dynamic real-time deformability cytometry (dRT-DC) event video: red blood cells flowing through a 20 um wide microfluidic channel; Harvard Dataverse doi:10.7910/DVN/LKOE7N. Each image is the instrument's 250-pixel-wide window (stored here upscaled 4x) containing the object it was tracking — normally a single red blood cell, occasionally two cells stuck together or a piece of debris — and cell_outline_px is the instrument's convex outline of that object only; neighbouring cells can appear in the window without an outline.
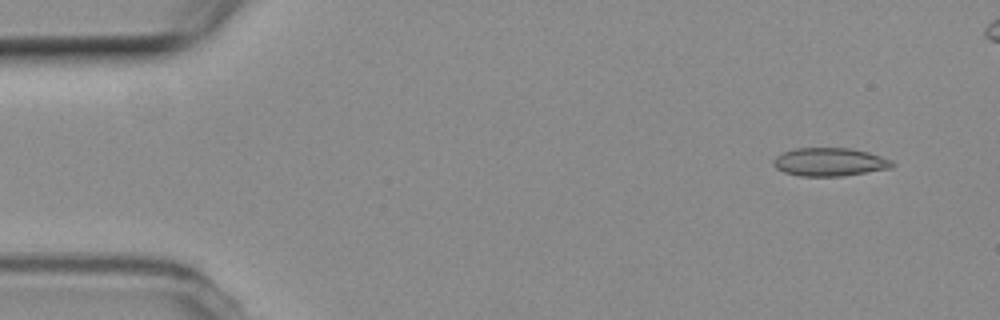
{"species": "common noctule bat (a hibernating species)", "species_latin": "Nyctalus noctula", "temperature_condition": "room temperature", "stored_images_in_passage": 47, "camera_frame_rate_fps": 3000, "um_per_image_px": 0.085, "animal": {"sex": "female", "body_mass_g": 19.3, "forearm_length_mm": 54.1}, "frame": {"image": 1, "passage_image": 1, "time_ms": 0.0, "image_size_px": [1000, 320], "cell_outline_px": [[896, 164], [892, 168], [844, 176], [800, 176], [784, 172], [776, 168], [772, 164], [772, 160], [780, 152], [796, 148], [852, 148], [868, 152], [892, 160]], "centroid_in_image_um": [70.51, 13.77], "position_along_channel_um": 14.5, "area_um2": 19.83}}
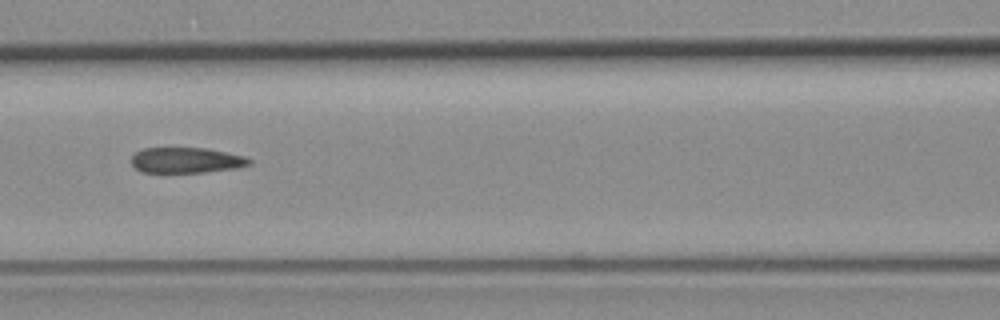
{"frame": {"image": 2, "passage_image": 20, "time_ms": 6.333, "image_size_px": [1000, 320], "cell_outline_px": [[252, 164], [236, 168], [200, 172], [140, 172], [132, 164], [132, 156], [136, 152], [144, 148], [208, 148], [244, 156], [252, 160]], "centroid_in_image_um": [15.84, 13.61], "position_along_channel_um": 150.8, "area_um2": 17.46}}
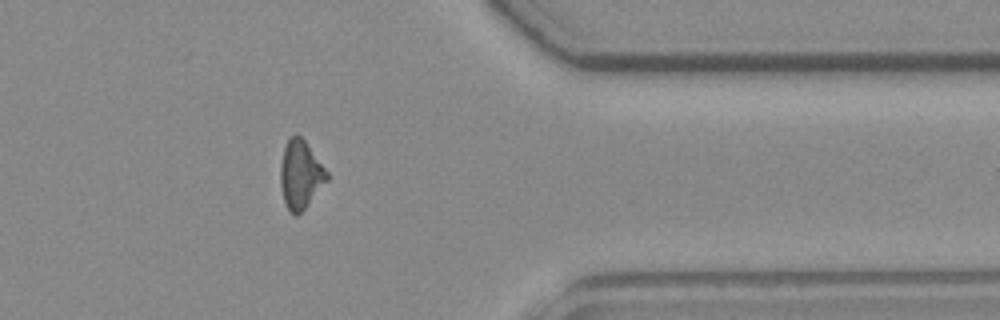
{"frame": {"image": 3, "passage_image": 40, "time_ms": 13.0, "image_size_px": [1000, 320], "cell_outline_px": [[328, 180], [304, 208], [296, 216], [288, 208], [284, 200], [280, 184], [280, 164], [284, 148], [288, 140], [296, 132], [304, 140], [328, 172]], "centroid_in_image_um": [25.53, 14.81], "position_along_channel_um": 385.9, "area_um2": 18.15}, "authors_computed_cell_mechanics": {"area_um2": 18.7272, "velocity_mm_per_s": 3.797, "shape_relaxation_time_tau1_ms": 10.0971, "shape_relaxation_time_tau2_ms": 2.6033, "deformation_change_tau1": 0.2079, "deformation_change_tau2": 0.103}}